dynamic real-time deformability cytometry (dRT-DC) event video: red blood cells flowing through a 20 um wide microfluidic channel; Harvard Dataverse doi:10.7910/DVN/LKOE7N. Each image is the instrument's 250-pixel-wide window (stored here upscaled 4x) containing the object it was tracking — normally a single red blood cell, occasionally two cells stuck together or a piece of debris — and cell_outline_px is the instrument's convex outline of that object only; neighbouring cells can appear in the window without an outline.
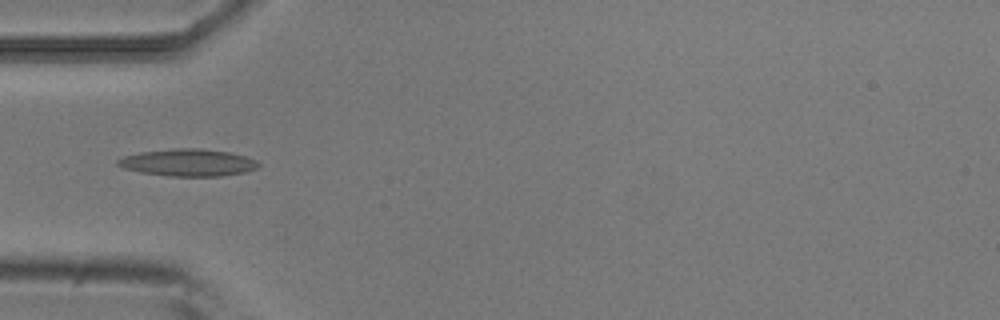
{"species": "common noctule bat (a hibernating species)", "species_latin": "Nyctalus noctula", "temperature_condition": "room temperature", "stored_images_in_passage": 4, "camera_frame_rate_fps": 3000, "um_per_image_px": 0.085, "animal": {"sex": "male", "body_mass_g": 20.5, "forearm_length_mm": 52.5}, "frame": {"image": 1, "passage_image": 4, "time_ms": 1.0, "image_size_px": [1000, 320], "cell_outline_px": [[260, 164], [256, 168], [244, 172], [220, 176], [168, 176], [140, 172], [124, 168], [116, 164], [116, 160], [124, 156], [140, 152], [172, 148], [200, 148], [228, 152], [244, 156], [256, 160]], "centroid_in_image_um": [15.95, 13.81], "position_along_channel_um": 69.0, "area_um2": 22.2}}